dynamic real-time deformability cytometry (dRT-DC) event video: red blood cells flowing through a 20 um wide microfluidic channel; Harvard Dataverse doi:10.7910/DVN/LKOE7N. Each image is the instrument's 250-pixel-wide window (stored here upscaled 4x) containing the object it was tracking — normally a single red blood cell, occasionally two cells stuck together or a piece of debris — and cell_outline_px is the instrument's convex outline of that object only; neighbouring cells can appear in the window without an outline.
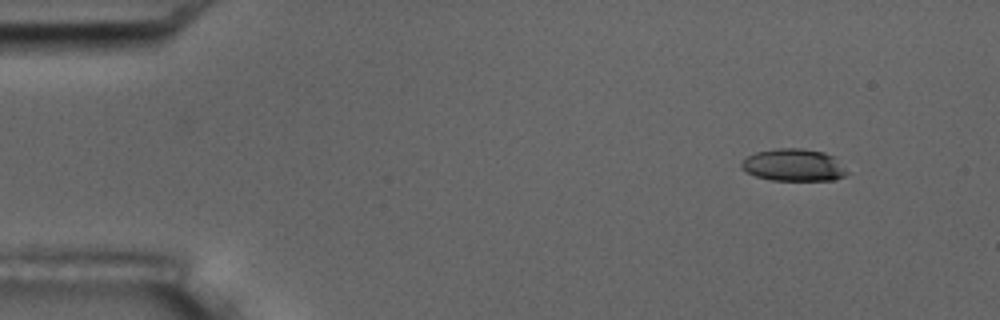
{"species": "common noctule bat (a hibernating species)", "species_latin": "Nyctalus noctula", "temperature_condition": "room temperature", "stored_images_in_passage": 5, "camera_frame_rate_fps": 3000, "um_per_image_px": 0.085, "animal": {"sex": "male", "body_mass_g": 17.5, "forearm_length_mm": 52.3}, "frame": {"image": 1, "passage_image": 1, "time_ms": 0.0, "image_size_px": [1000, 320], "cell_outline_px": [[848, 172], [844, 176], [832, 180], [772, 180], [756, 176], [740, 168], [740, 164], [748, 156], [756, 152], [776, 148], [800, 148], [824, 152], [836, 156]], "centroid_in_image_um": [67.48, 14.02], "position_along_channel_um": 17.5, "area_um2": 19.88}}
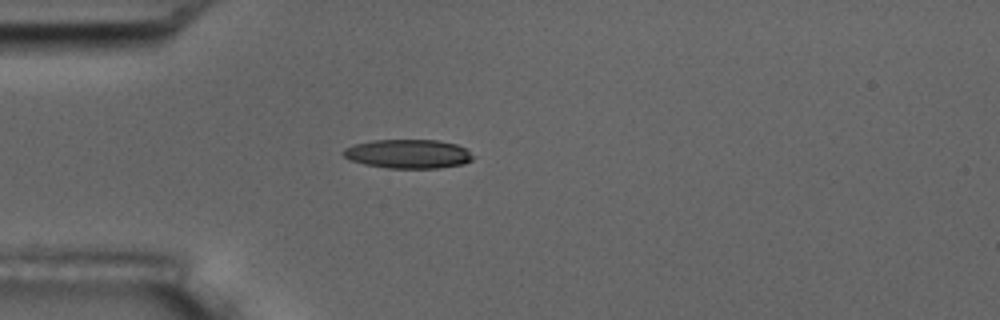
{"frame": {"image": 2, "passage_image": 4, "time_ms": 3.333, "image_size_px": [1000, 320], "cell_outline_px": [[476, 156], [472, 160], [464, 164], [440, 168], [388, 168], [364, 164], [352, 160], [344, 156], [340, 152], [344, 148], [356, 144], [372, 140], [436, 140], [456, 144], [468, 148]], "centroid_in_image_um": [34.75, 13.08], "position_along_channel_um": 50.2, "area_um2": 22.14}}